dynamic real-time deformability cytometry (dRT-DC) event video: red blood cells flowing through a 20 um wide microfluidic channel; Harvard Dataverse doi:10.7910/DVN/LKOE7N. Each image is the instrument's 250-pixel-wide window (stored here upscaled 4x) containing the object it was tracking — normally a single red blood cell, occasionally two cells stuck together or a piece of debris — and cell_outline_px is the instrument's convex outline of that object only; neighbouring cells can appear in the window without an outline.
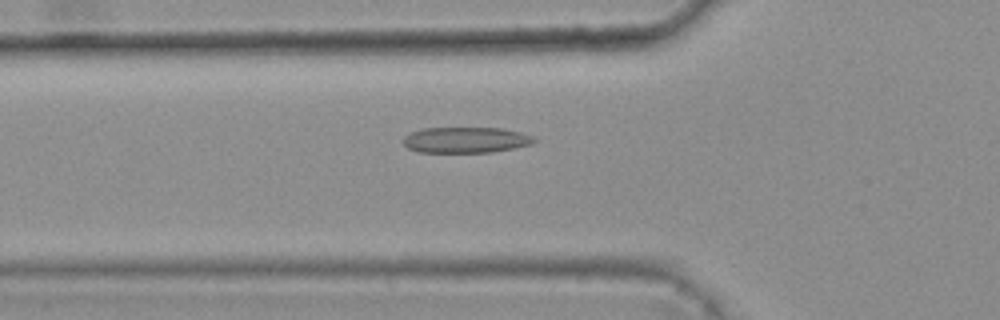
{"species": "common noctule bat (a hibernating species)", "species_latin": "Nyctalus noctula", "temperature_condition": "warm", "stored_images_in_passage": 32, "camera_frame_rate_fps": 3000, "um_per_image_px": 0.085, "animal": {"sex": "female", "body_mass_g": 25.1}, "frame": {"image": 1, "passage_image": 2, "time_ms": 0.333, "image_size_px": [1000, 320], "cell_outline_px": [[540, 140], [532, 144], [492, 152], [420, 152], [408, 148], [404, 144], [404, 136], [412, 132], [424, 128], [504, 128], [520, 132], [532, 136]], "centroid_in_image_um": [39.63, 11.89], "position_along_channel_um": 86.2, "area_um2": 19.65}}
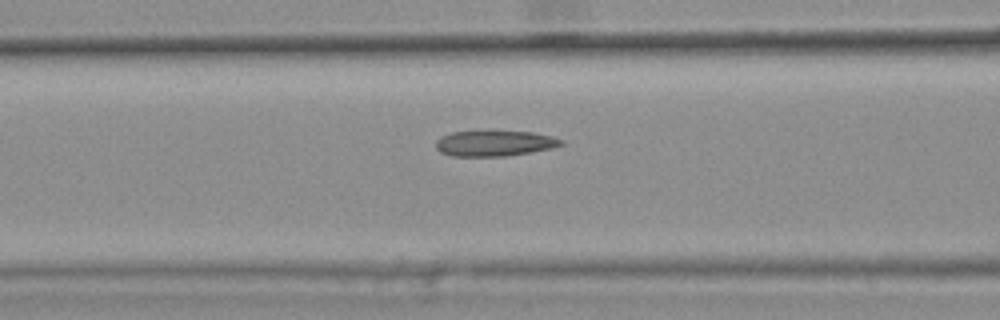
{"frame": {"image": 2, "passage_image": 5, "time_ms": 1.333, "image_size_px": [1000, 320], "cell_outline_px": [[564, 144], [552, 148], [504, 156], [452, 156], [440, 152], [436, 148], [436, 140], [440, 136], [452, 132], [488, 128], [492, 128], [532, 132], [552, 136], [564, 140]], "centroid_in_image_um": [42.01, 12.12], "position_along_channel_um": 124.6, "area_um2": 19.65}}
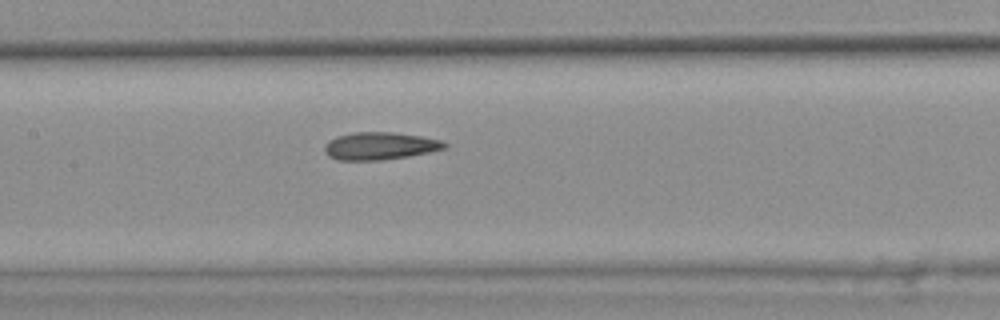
{"frame": {"image": 3, "passage_image": 9, "time_ms": 2.667, "image_size_px": [1000, 320], "cell_outline_px": [[448, 148], [408, 156], [380, 160], [336, 160], [328, 156], [324, 152], [324, 148], [336, 136], [352, 132], [396, 132], [420, 136], [440, 140], [448, 144]], "centroid_in_image_um": [32.3, 12.4], "position_along_channel_um": 175.1, "area_um2": 19.19}}